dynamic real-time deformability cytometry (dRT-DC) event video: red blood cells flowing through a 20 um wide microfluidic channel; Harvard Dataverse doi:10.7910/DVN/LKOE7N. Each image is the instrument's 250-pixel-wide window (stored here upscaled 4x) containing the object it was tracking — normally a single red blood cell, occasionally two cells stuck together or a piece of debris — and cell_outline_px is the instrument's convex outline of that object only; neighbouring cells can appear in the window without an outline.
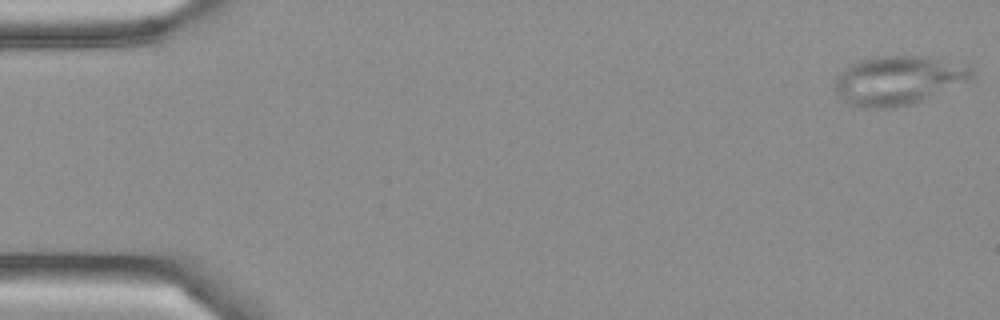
{"species": "Egyptian fruit bat (a non-hibernating species)", "species_latin": "Rousettus aegyptiacus", "temperature_condition": "cold", "stored_images_in_passage": 52, "camera_frame_rate_fps": 3000, "um_per_image_px": 0.085, "frame": {"image": 1, "passage_image": 1, "time_ms": 0.0, "image_size_px": [1000, 320], "cell_outline_px": [[976, 76], [972, 80], [912, 104], [892, 108], [864, 108], [848, 104], [832, 88], [832, 84], [836, 76], [848, 64], [860, 60], [880, 56], [924, 56], [972, 64], [976, 72]], "centroid_in_image_um": [76.4, 6.81], "position_along_channel_um": 8.6, "area_um2": 39.94}}